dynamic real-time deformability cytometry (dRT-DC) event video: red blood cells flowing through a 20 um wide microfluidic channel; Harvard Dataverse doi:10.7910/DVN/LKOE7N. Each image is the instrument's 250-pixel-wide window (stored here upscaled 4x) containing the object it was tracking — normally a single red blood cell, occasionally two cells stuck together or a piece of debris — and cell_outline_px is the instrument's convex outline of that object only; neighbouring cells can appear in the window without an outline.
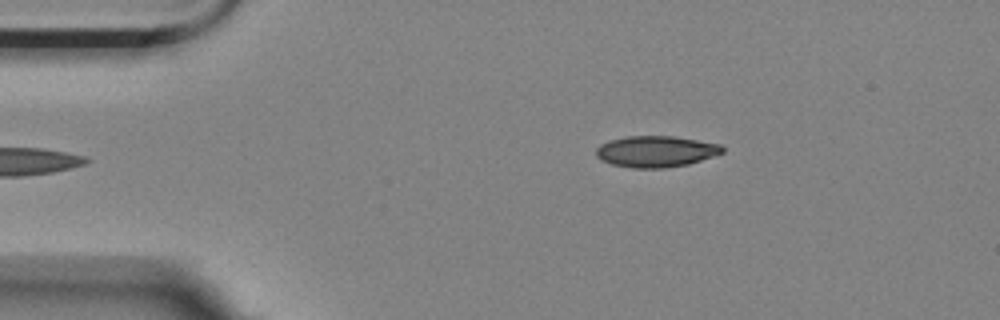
{"species": "Egyptian fruit bat (a non-hibernating species)", "species_latin": "Rousettus aegyptiacus", "temperature_condition": "room temperature", "stored_images_in_passage": 50, "camera_frame_rate_fps": 3000, "um_per_image_px": 0.085, "animal": {"sex": "female"}, "frame": {"image": 1, "passage_image": 4, "time_ms": 1.0, "image_size_px": [1000, 320], "cell_outline_px": [[724, 152], [688, 164], [664, 168], [632, 168], [612, 164], [600, 160], [596, 156], [596, 148], [600, 144], [608, 140], [624, 136], [672, 136], [720, 144], [724, 148]], "centroid_in_image_um": [55.7, 12.87], "position_along_channel_um": 29.3, "area_um2": 23.0}}
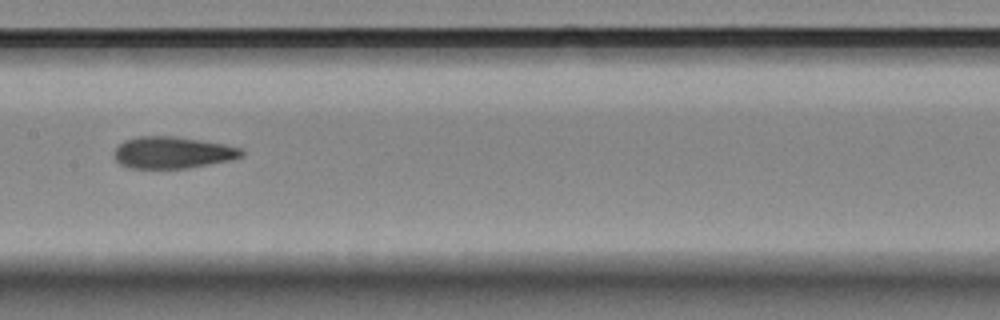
{"frame": {"image": 2, "passage_image": 22, "time_ms": 7.0, "image_size_px": [1000, 320], "cell_outline_px": [[244, 152], [240, 156], [228, 160], [184, 168], [128, 168], [120, 164], [116, 160], [112, 152], [124, 140], [136, 136], [176, 136], [224, 144], [240, 148]], "centroid_in_image_um": [14.59, 12.95], "position_along_channel_um": 192.8, "area_um2": 23.35}}
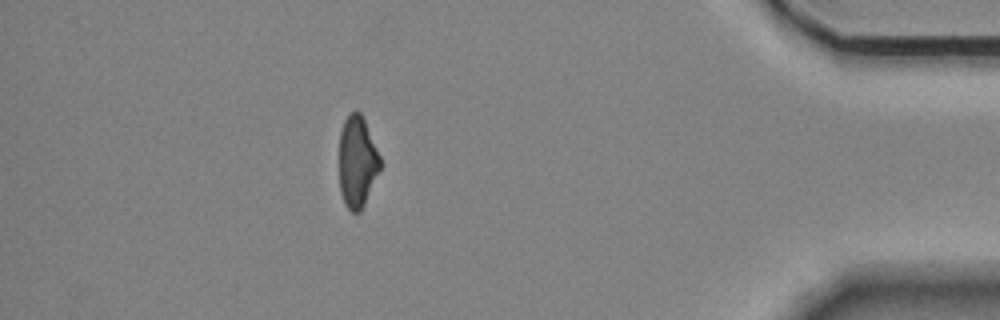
{"frame": {"image": 3, "passage_image": 44, "time_ms": 14.333, "image_size_px": [1000, 320], "cell_outline_px": [[380, 168], [364, 204], [360, 212], [352, 212], [344, 204], [340, 192], [340, 132], [344, 120], [356, 108], [360, 112], [364, 120], [380, 156]], "centroid_in_image_um": [30.35, 13.75], "position_along_channel_um": 404.9, "area_um2": 21.5}, "authors_computed_cell_mechanics": {"area_um2": 23.5824, "velocity_mm_per_s": 3.5271, "shape_relaxation_time_tau1_ms": 6.7655, "shape_relaxation_time_tau2_ms": 2.8772, "deformation_change_tau1": 0.1779, "deformation_change_tau2": 0.1069}}